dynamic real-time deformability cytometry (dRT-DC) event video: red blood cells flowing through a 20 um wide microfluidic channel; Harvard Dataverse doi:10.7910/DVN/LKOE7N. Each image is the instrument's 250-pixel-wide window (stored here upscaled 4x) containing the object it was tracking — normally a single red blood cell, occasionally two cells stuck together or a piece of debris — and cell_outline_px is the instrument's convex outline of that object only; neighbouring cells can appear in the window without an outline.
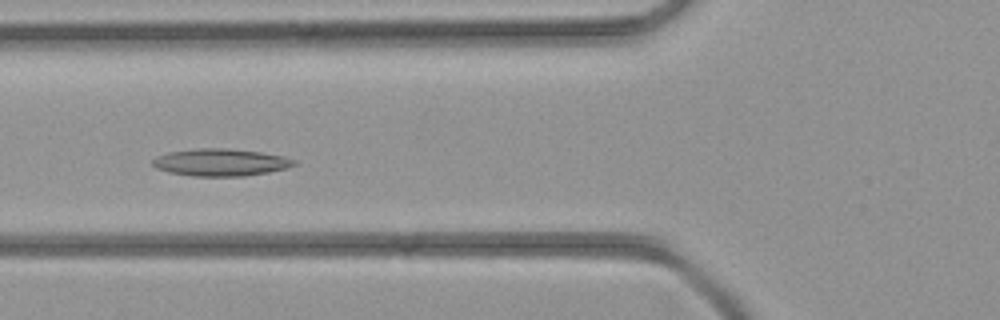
{"species": "common noctule bat (a hibernating species)", "species_latin": "Nyctalus noctula", "temperature_condition": "room temperature", "stored_images_in_passage": 32, "camera_frame_rate_fps": 3000, "um_per_image_px": 0.085, "animal": {"sex": "female", "body_mass_g": 21.9}, "frame": {"image": 1, "passage_image": 5, "time_ms": 1.333, "image_size_px": [1000, 320], "cell_outline_px": [[296, 164], [288, 168], [268, 172], [244, 176], [192, 176], [168, 172], [156, 168], [152, 164], [152, 160], [156, 156], [168, 152], [196, 148], [228, 148], [260, 152], [284, 156], [296, 160]], "centroid_in_image_um": [18.74, 13.8], "position_along_channel_um": 107.1, "area_um2": 22.6}}
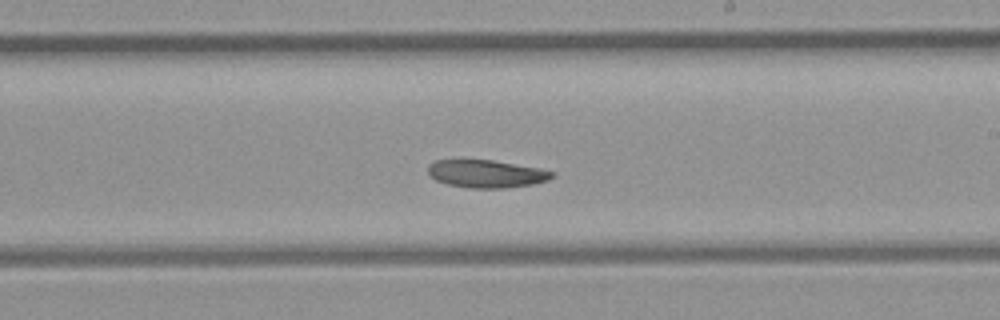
{"frame": {"image": 2, "passage_image": 14, "time_ms": 4.333, "image_size_px": [1000, 320], "cell_outline_px": [[556, 172], [548, 180], [532, 184], [504, 188], [468, 188], [448, 184], [436, 180], [428, 172], [428, 164], [436, 160], [492, 160], [540, 168]], "centroid_in_image_um": [41.34, 14.77], "position_along_channel_um": 247.7, "area_um2": 19.94}}
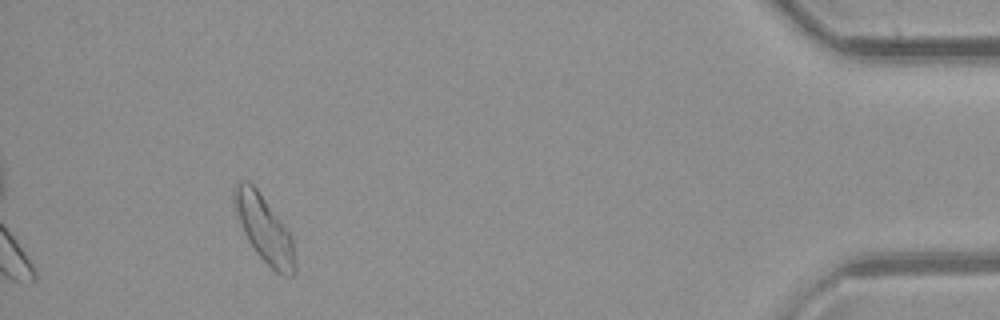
{"frame": {"image": 3, "passage_image": 29, "time_ms": 9.333, "image_size_px": [1000, 320], "cell_outline_px": [[296, 272], [292, 276], [284, 276], [276, 272], [256, 252], [248, 240], [236, 212], [232, 200], [232, 196], [236, 180], [248, 180], [256, 188], [292, 236], [296, 260]], "centroid_in_image_um": [22.46, 19.45], "position_along_channel_um": 412.7, "area_um2": 23.35}}